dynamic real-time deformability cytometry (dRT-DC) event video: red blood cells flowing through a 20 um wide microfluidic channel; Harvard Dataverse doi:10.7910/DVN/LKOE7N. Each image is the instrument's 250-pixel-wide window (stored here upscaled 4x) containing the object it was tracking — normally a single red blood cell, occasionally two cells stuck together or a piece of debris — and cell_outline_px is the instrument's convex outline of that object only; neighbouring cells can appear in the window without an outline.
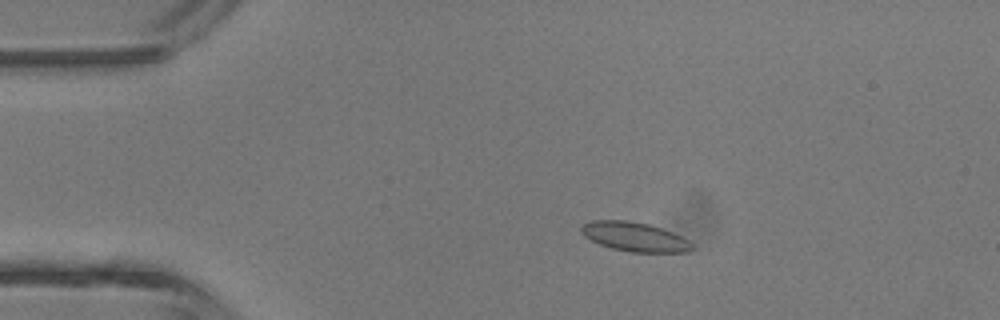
{"species": "common noctule bat (a hibernating species)", "species_latin": "Nyctalus noctula", "temperature_condition": "room temperature", "stored_images_in_passage": 4, "camera_frame_rate_fps": 3000, "um_per_image_px": 0.085, "animal": {"sex": "male", "body_mass_g": 13.3}, "frame": {"image": 1, "passage_image": 3, "time_ms": 2.333, "image_size_px": [1000, 320], "cell_outline_px": [[696, 248], [688, 252], [632, 252], [612, 248], [600, 244], [584, 236], [580, 232], [580, 228], [584, 224], [592, 220], [628, 220], [648, 224], [672, 232], [688, 240]], "centroid_in_image_um": [53.95, 20.13], "position_along_channel_um": 31.1, "area_um2": 18.79}}